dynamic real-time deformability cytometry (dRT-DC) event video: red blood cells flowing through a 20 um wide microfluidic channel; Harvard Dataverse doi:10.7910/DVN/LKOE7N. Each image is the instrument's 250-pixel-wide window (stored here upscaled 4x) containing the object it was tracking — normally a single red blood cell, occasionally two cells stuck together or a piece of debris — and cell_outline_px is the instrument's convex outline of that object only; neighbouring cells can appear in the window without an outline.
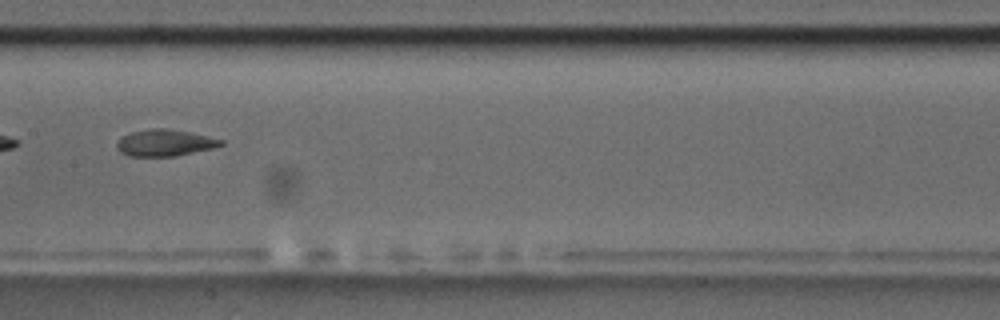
{"species": "common noctule bat (a hibernating species)", "species_latin": "Nyctalus noctula", "temperature_condition": "room temperature", "stored_images_in_passage": 14, "camera_frame_rate_fps": 3000, "um_per_image_px": 0.085, "animal": {"sex": "male", "body_mass_g": 17.5, "forearm_length_mm": 52.3}, "frame": {"image": 1, "passage_image": 8, "time_ms": 9.0, "image_size_px": [1000, 320], "cell_outline_px": [[224, 144], [212, 148], [176, 156], [128, 156], [120, 152], [116, 148], [116, 144], [120, 136], [132, 132], [152, 128], [168, 128], [188, 132], [224, 140]], "centroid_in_image_um": [13.96, 12.14], "position_along_channel_um": 193.4, "area_um2": 16.13}}
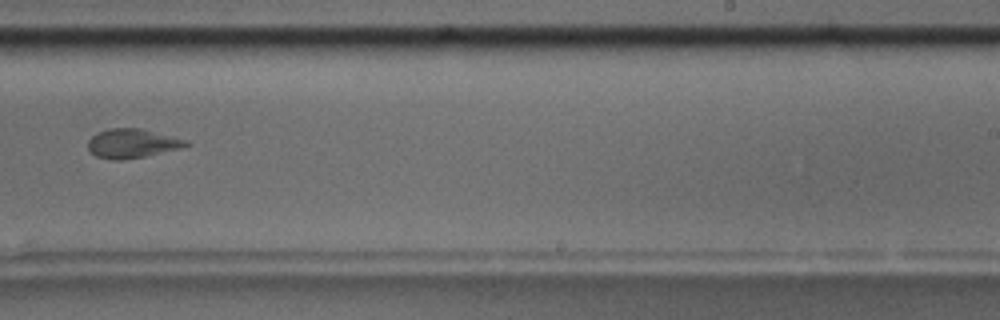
{"frame": {"image": 2, "passage_image": 10, "time_ms": 11.333, "image_size_px": [1000, 320], "cell_outline_px": [[192, 144], [180, 148], [144, 156], [120, 160], [112, 160], [96, 156], [88, 148], [88, 140], [96, 132], [108, 128], [140, 128], [188, 140]], "centroid_in_image_um": [11.22, 12.18], "position_along_channel_um": 277.8, "area_um2": 16.59}, "authors_computed_cell_mechanics": {"area_um2": 17.4267, "velocity_mm_per_s": 3.6265, "shape_relaxation_time_tau1_ms": null, "shape_relaxation_time_tau2_ms": 2.2039, "deformation_change_tau1": null, "deformation_change_tau2": 0.0683}}